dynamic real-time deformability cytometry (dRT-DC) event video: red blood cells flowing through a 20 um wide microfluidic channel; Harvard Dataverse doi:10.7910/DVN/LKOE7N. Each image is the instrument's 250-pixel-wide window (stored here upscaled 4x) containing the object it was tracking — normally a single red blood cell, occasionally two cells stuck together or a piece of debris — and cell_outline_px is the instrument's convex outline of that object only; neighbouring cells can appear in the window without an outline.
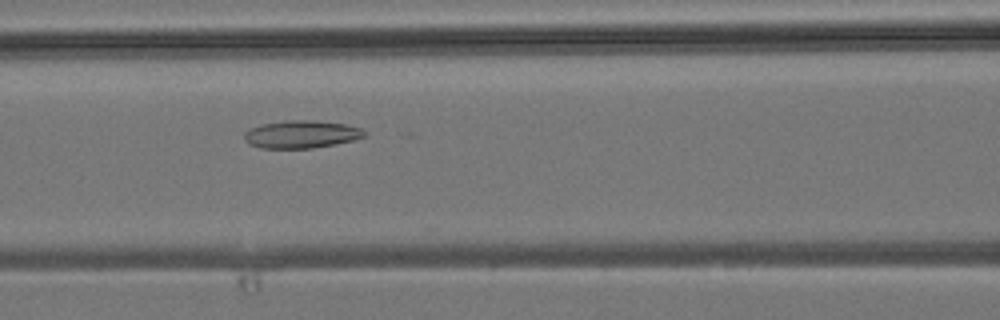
{"species": "common noctule bat (a hibernating species)", "species_latin": "Nyctalus noctula", "temperature_condition": "room temperature", "stored_images_in_passage": 38, "camera_frame_rate_fps": 3000, "um_per_image_px": 0.085, "animal": {"sex": "male", "body_mass_g": 19.2, "forearm_length_mm": 51.8}, "frame": {"image": 1, "passage_image": 12, "time_ms": 3.667, "image_size_px": [1000, 320], "cell_outline_px": [[368, 136], [352, 140], [312, 148], [260, 148], [248, 144], [244, 140], [244, 132], [248, 128], [260, 124], [288, 120], [312, 120], [348, 124], [360, 128], [368, 132]], "centroid_in_image_um": [25.59, 11.4], "position_along_channel_um": 141.0, "area_um2": 19.59}}
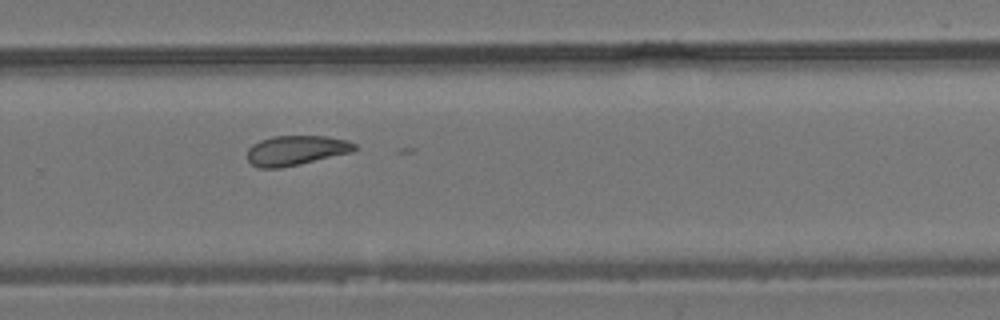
{"frame": {"image": 2, "passage_image": 23, "time_ms": 7.333, "image_size_px": [1000, 320], "cell_outline_px": [[356, 148], [352, 152], [300, 164], [280, 168], [256, 168], [248, 160], [248, 148], [252, 144], [260, 140], [272, 136], [324, 136], [348, 140], [356, 144]], "centroid_in_image_um": [25.14, 12.78], "position_along_channel_um": 304.7, "area_um2": 18.67}}
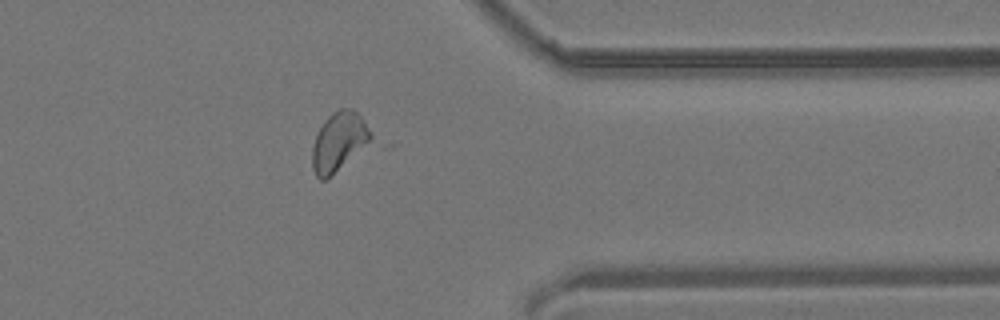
{"frame": {"image": 3, "passage_image": 29, "time_ms": 9.333, "image_size_px": [1000, 320], "cell_outline_px": [[372, 136], [368, 140], [324, 180], [320, 180], [316, 176], [312, 168], [312, 148], [316, 136], [324, 120], [332, 112], [340, 108], [352, 108], [360, 116], [372, 132]], "centroid_in_image_um": [28.73, 11.97], "position_along_channel_um": 382.7, "area_um2": 19.02}}